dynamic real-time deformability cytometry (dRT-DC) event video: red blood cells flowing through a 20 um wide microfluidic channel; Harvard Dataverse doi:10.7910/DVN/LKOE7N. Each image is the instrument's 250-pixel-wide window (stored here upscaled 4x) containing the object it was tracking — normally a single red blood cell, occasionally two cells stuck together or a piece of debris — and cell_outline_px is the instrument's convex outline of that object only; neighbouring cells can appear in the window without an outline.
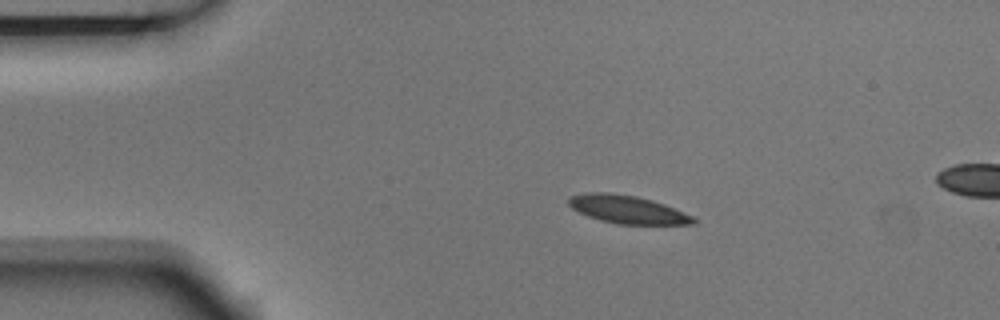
{"species": "Egyptian fruit bat (a non-hibernating species)", "species_latin": "Rousettus aegyptiacus", "temperature_condition": "room temperature", "stored_images_in_passage": 4, "camera_frame_rate_fps": 3000, "um_per_image_px": 0.085, "animal": {"sex": "male"}, "frame": {"image": 1, "passage_image": 2, "time_ms": 0.333, "image_size_px": [1000, 320], "cell_outline_px": [[696, 224], [616, 224], [600, 220], [588, 216], [572, 208], [568, 204], [568, 200], [572, 196], [588, 192], [608, 192], [636, 196], [652, 200], [664, 204], [692, 216], [696, 220]], "centroid_in_image_um": [53.32, 17.8], "position_along_channel_um": 31.7, "area_um2": 20.17}}